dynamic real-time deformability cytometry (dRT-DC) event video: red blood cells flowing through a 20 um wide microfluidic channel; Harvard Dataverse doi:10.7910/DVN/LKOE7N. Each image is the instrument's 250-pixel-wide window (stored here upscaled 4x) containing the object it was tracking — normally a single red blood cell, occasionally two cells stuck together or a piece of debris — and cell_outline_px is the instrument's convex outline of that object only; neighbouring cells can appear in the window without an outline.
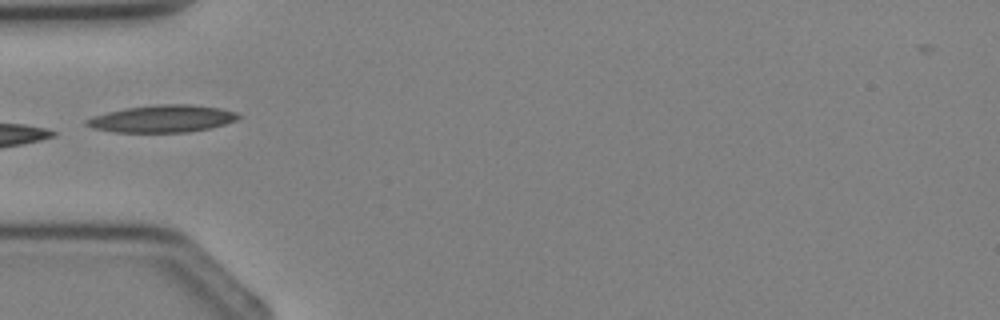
{"species": "Egyptian fruit bat (a non-hibernating species)", "species_latin": "Rousettus aegyptiacus", "temperature_condition": "cold", "stored_images_in_passage": 3, "camera_frame_rate_fps": 3000, "um_per_image_px": 0.085, "animal": {"sex": "female"}, "frame": {"image": 1, "passage_image": 3, "time_ms": 2.333, "image_size_px": [1000, 320], "cell_outline_px": [[244, 116], [236, 120], [224, 124], [208, 128], [188, 132], [112, 132], [92, 128], [84, 124], [84, 120], [92, 116], [108, 112], [128, 108], [156, 104], [188, 104], [220, 108], [236, 112]], "centroid_in_image_um": [13.79, 10.09], "position_along_channel_um": 71.2, "area_um2": 24.1}}